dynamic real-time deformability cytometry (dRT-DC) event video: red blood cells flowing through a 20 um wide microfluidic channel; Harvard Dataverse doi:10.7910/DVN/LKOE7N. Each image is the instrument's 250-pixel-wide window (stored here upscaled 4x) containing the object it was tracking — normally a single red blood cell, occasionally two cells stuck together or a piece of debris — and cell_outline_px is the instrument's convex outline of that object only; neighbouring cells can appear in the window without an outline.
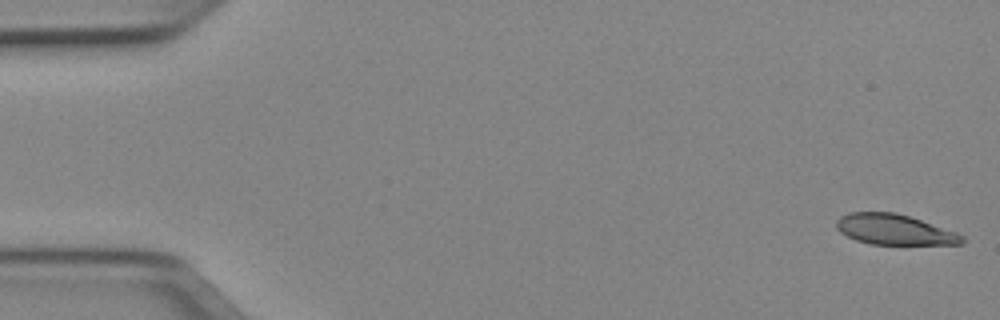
{"species": "Egyptian fruit bat (a non-hibernating species)", "species_latin": "Rousettus aegyptiacus", "temperature_condition": "cold", "stored_images_in_passage": 51, "camera_frame_rate_fps": 3000, "um_per_image_px": 0.085, "animal": {"sex": "female"}, "frame": {"image": 1, "passage_image": 1, "time_ms": 0.0, "image_size_px": [1000, 320], "cell_outline_px": [[968, 240], [964, 244], [868, 244], [856, 240], [840, 232], [836, 228], [836, 220], [840, 216], [848, 212], [896, 212], [956, 232], [964, 236]], "centroid_in_image_um": [76.02, 19.51], "position_along_channel_um": 9.0, "area_um2": 22.31}}
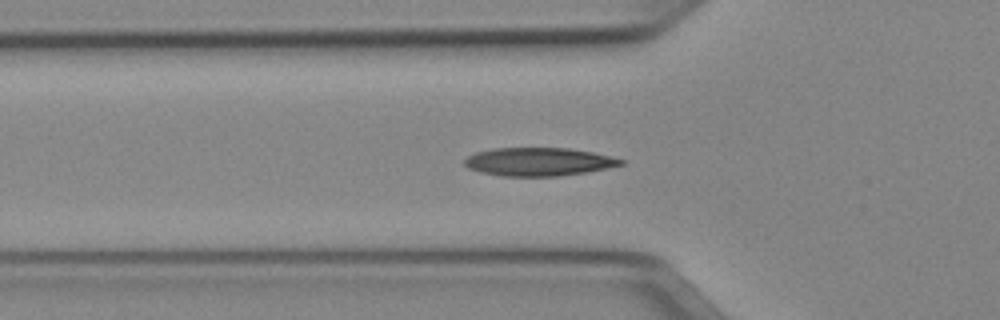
{"frame": {"image": 2, "passage_image": 17, "time_ms": 5.333, "image_size_px": [1000, 320], "cell_outline_px": [[624, 164], [584, 172], [560, 176], [504, 176], [480, 172], [468, 168], [464, 164], [464, 160], [468, 156], [476, 152], [492, 148], [568, 148], [592, 152], [624, 160]], "centroid_in_image_um": [45.73, 13.74], "position_along_channel_um": 80.1, "area_um2": 25.49}}
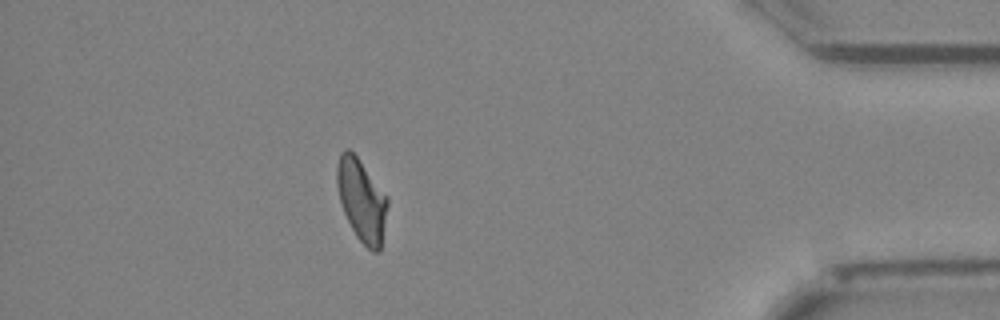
{"frame": {"image": 3, "passage_image": 45, "time_ms": 14.667, "image_size_px": [1000, 320], "cell_outline_px": [[388, 204], [380, 252], [372, 252], [356, 236], [344, 212], [340, 200], [336, 184], [336, 164], [340, 152], [344, 148], [348, 148], [356, 156], [388, 196]], "centroid_in_image_um": [30.73, 17.0], "position_along_channel_um": 404.5, "area_um2": 24.22}, "authors_computed_cell_mechanics": {"area_um2": 24.6228, "velocity_mm_per_s": 3.9559, "shape_relaxation_time_tau1_ms": 5.4398, "shape_relaxation_time_tau2_ms": 2.5061, "deformation_change_tau1": 0.1573, "deformation_change_tau2": 0.0927}}